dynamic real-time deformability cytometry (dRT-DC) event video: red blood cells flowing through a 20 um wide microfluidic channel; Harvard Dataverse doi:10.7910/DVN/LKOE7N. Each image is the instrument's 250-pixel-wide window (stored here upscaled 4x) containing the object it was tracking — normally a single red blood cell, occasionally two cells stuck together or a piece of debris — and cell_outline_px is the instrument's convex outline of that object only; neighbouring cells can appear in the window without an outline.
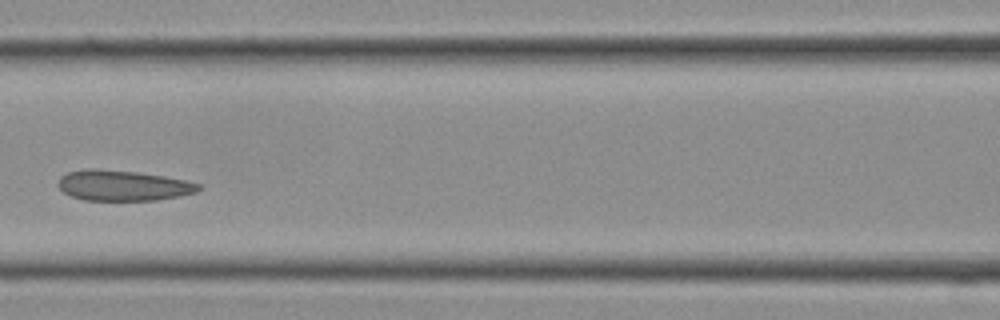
{"species": "Egyptian fruit bat (a non-hibernating species)", "species_latin": "Rousettus aegyptiacus", "temperature_condition": "cold", "stored_images_in_passage": 11, "camera_frame_rate_fps": 3000, "um_per_image_px": 0.085, "frame": {"image": 1, "passage_image": 10, "time_ms": 3.0, "image_size_px": [1000, 320], "cell_outline_px": [[204, 188], [196, 192], [180, 196], [156, 200], [84, 200], [72, 196], [64, 192], [56, 184], [60, 176], [68, 172], [84, 168], [96, 168], [136, 172], [164, 176], [204, 184]], "centroid_in_image_um": [10.47, 15.76], "position_along_channel_um": 156.1, "area_um2": 25.2}}